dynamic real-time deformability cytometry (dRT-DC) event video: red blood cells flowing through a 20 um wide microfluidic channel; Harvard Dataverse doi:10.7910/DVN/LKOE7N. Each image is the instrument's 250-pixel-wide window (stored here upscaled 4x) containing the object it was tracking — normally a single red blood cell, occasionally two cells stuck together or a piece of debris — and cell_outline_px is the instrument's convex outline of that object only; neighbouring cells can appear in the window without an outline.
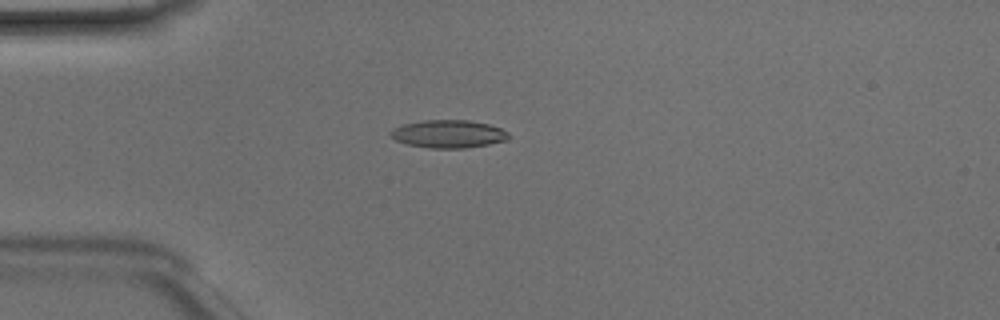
{"species": "Egyptian fruit bat (a non-hibernating species)", "species_latin": "Rousettus aegyptiacus", "temperature_condition": "room temperature", "stored_images_in_passage": 48, "camera_frame_rate_fps": 3000, "um_per_image_px": 0.085, "animal": {"sex": "male"}, "frame": {"image": 1, "passage_image": 12, "time_ms": 3.667, "image_size_px": [1000, 320], "cell_outline_px": [[508, 140], [488, 144], [464, 148], [432, 148], [408, 144], [396, 140], [388, 132], [404, 124], [424, 120], [468, 120], [488, 124], [500, 128], [508, 132]], "centroid_in_image_um": [38.14, 11.38], "position_along_channel_um": 46.9, "area_um2": 18.9}}
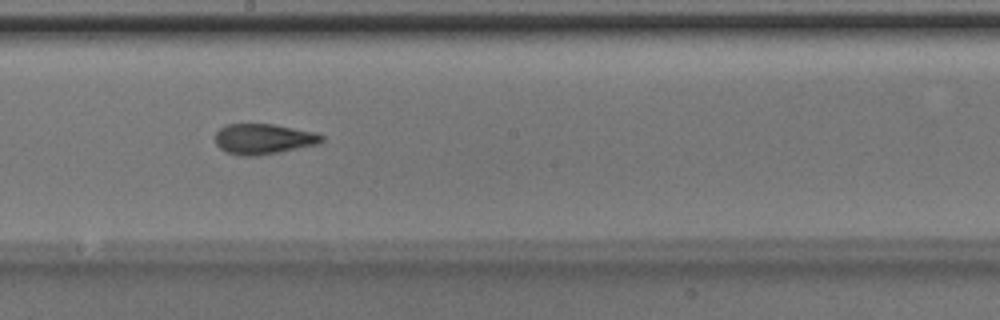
{"frame": {"image": 2, "passage_image": 26, "time_ms": 8.333, "image_size_px": [1000, 320], "cell_outline_px": [[324, 140], [320, 144], [256, 156], [240, 156], [224, 152], [216, 144], [216, 132], [224, 124], [276, 124], [316, 132], [324, 136]], "centroid_in_image_um": [22.4, 11.81], "position_along_channel_um": 225.8, "area_um2": 19.13}}
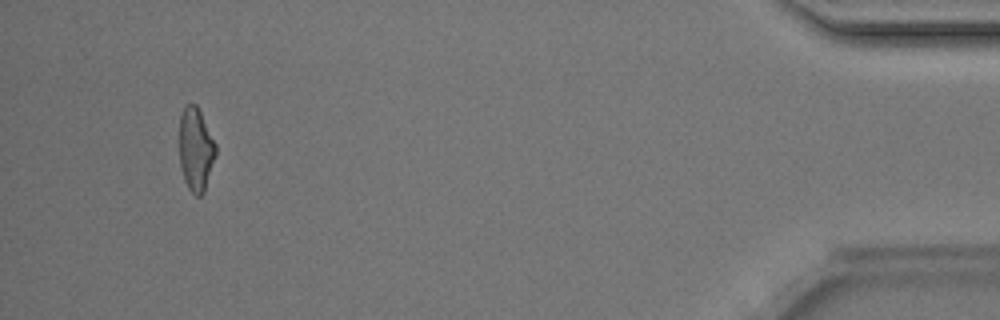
{"frame": {"image": 3, "passage_image": 45, "time_ms": 14.667, "image_size_px": [1000, 320], "cell_outline_px": [[216, 156], [204, 192], [200, 196], [196, 196], [188, 188], [184, 180], [180, 164], [180, 116], [184, 108], [188, 104], [196, 104], [216, 144]], "centroid_in_image_um": [16.65, 12.73], "position_along_channel_um": 418.6, "area_um2": 17.51}, "authors_computed_cell_mechanics": {"area_um2": 18.4093, "velocity_mm_per_s": 4.1939, "shape_relaxation_time_tau1_ms": 5.4704, "shape_relaxation_time_tau2_ms": 1.7783, "deformation_change_tau1": 0.2088, "deformation_change_tau2": 0.0985}}